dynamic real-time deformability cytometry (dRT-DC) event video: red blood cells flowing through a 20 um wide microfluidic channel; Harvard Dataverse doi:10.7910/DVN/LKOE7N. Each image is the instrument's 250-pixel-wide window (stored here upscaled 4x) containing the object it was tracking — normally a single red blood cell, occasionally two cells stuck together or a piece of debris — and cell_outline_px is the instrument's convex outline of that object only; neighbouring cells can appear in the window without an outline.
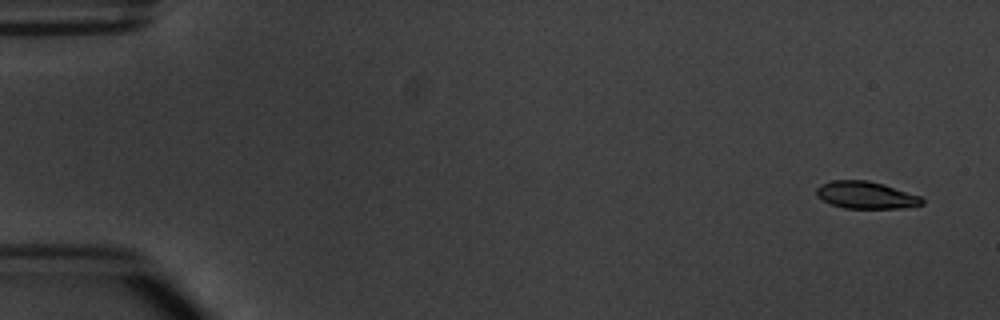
{"species": "common noctule bat (a hibernating species)", "species_latin": "Nyctalus noctula", "temperature_condition": "warm", "stored_images_in_passage": 5, "camera_frame_rate_fps": 3000, "um_per_image_px": 0.085, "animal": {"sex": "male", "body_mass_g": 20.1, "forearm_length_mm": 53.5}, "frame": {"image": 1, "passage_image": 1, "time_ms": 0.0, "image_size_px": [1000, 320], "cell_outline_px": [[924, 204], [900, 208], [844, 208], [832, 204], [816, 196], [816, 188], [820, 184], [832, 180], [868, 180], [884, 184], [920, 196], [924, 200]], "centroid_in_image_um": [73.59, 16.57], "position_along_channel_um": 11.4, "area_um2": 16.7}}
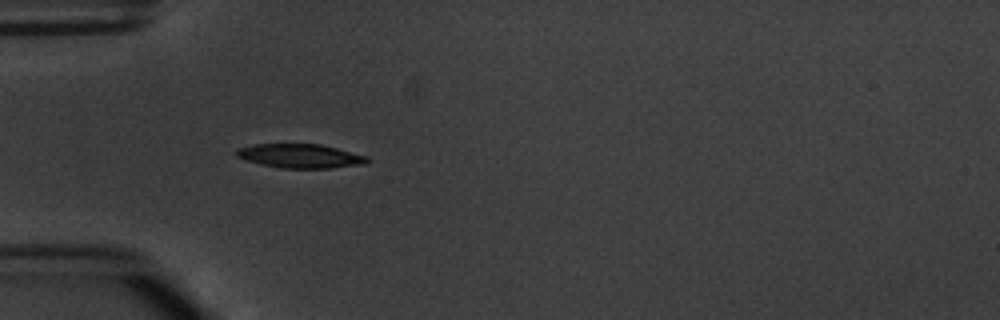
{"frame": {"image": 2, "passage_image": 5, "time_ms": 4.667, "image_size_px": [1000, 320], "cell_outline_px": [[372, 160], [368, 164], [332, 168], [280, 168], [260, 164], [236, 156], [232, 152], [236, 148], [252, 144], [320, 144], [368, 156]], "centroid_in_image_um": [25.53, 13.26], "position_along_channel_um": 59.5, "area_um2": 18.61}}